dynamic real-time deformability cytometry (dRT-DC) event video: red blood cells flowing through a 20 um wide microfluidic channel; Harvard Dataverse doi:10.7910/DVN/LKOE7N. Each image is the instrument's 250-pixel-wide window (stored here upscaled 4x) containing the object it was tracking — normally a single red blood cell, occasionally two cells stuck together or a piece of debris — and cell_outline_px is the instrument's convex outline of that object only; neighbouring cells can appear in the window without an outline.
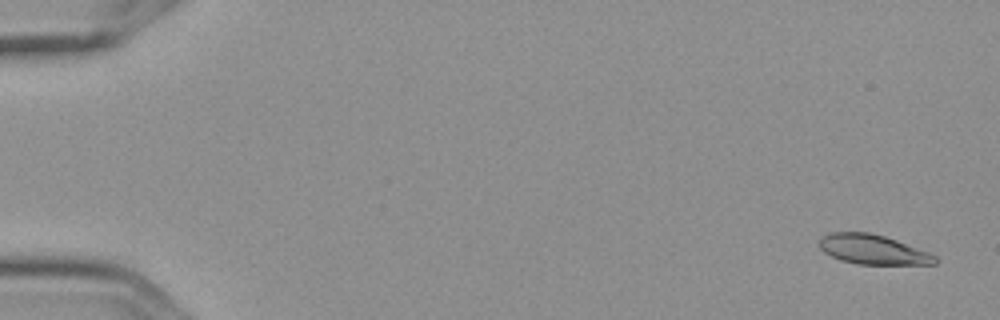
{"species": "Egyptian fruit bat (a non-hibernating species)", "species_latin": "Rousettus aegyptiacus", "temperature_condition": "cold", "stored_images_in_passage": 7, "camera_frame_rate_fps": 3000, "um_per_image_px": 0.085, "frame": {"image": 1, "passage_image": 1, "time_ms": 0.0, "image_size_px": [1000, 320], "cell_outline_px": [[936, 264], [856, 264], [840, 260], [824, 252], [820, 248], [820, 236], [832, 232], [868, 232], [884, 236], [896, 240], [928, 252], [936, 256]], "centroid_in_image_um": [74.16, 21.2], "position_along_channel_um": 10.8, "area_um2": 19.83}}
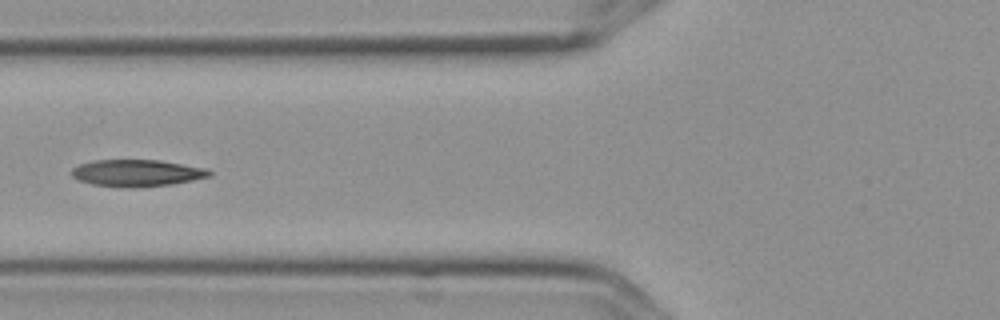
{"frame": {"image": 2, "passage_image": 7, "time_ms": 2.0, "image_size_px": [1000, 320], "cell_outline_px": [[212, 176], [172, 184], [132, 188], [92, 184], [80, 180], [72, 176], [72, 168], [80, 164], [92, 160], [160, 160], [204, 168], [212, 172]], "centroid_in_image_um": [11.64, 14.7], "position_along_channel_um": 114.2, "area_um2": 21.39}}